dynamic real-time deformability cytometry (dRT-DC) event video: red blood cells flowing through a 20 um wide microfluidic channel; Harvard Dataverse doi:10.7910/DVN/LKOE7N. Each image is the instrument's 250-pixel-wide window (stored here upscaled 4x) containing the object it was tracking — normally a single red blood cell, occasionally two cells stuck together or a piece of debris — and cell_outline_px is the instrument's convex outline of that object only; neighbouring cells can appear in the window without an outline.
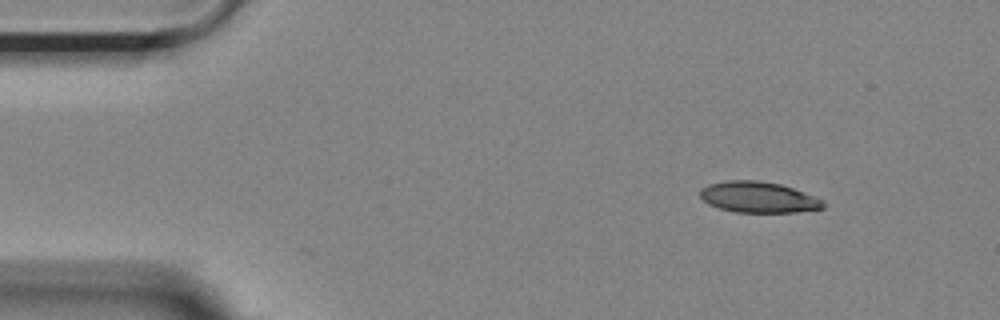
{"species": "Egyptian fruit bat (a non-hibernating species)", "species_latin": "Rousettus aegyptiacus", "temperature_condition": "room temperature", "stored_images_in_passage": 48, "camera_frame_rate_fps": 3000, "um_per_image_px": 0.085, "animal": {"sex": "female"}, "frame": {"image": 1, "passage_image": 1, "time_ms": 0.0, "image_size_px": [1000, 320], "cell_outline_px": [[824, 208], [796, 212], [736, 212], [720, 208], [708, 204], [700, 196], [700, 188], [708, 184], [724, 180], [756, 180], [780, 184], [792, 188], [824, 200]], "centroid_in_image_um": [64.43, 16.75], "position_along_channel_um": 20.6, "area_um2": 22.14}}
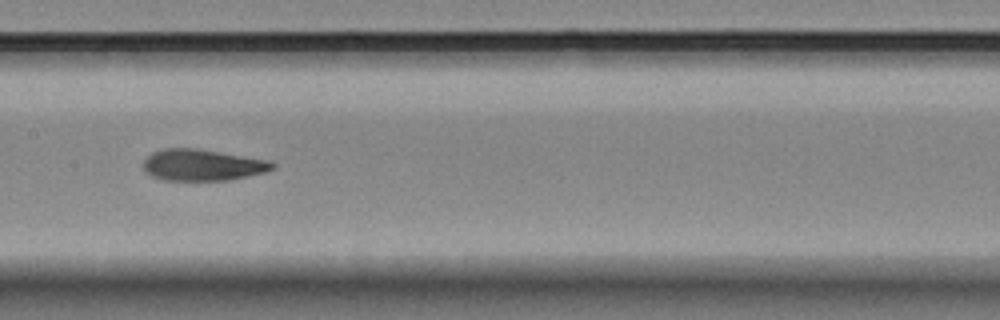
{"frame": {"image": 2, "passage_image": 21, "time_ms": 6.667, "image_size_px": [1000, 320], "cell_outline_px": [[276, 168], [264, 172], [248, 176], [228, 180], [164, 180], [152, 176], [144, 168], [144, 160], [152, 152], [164, 148], [196, 148], [272, 160], [276, 164]], "centroid_in_image_um": [17.26, 14.01], "position_along_channel_um": 190.1, "area_um2": 23.7}}
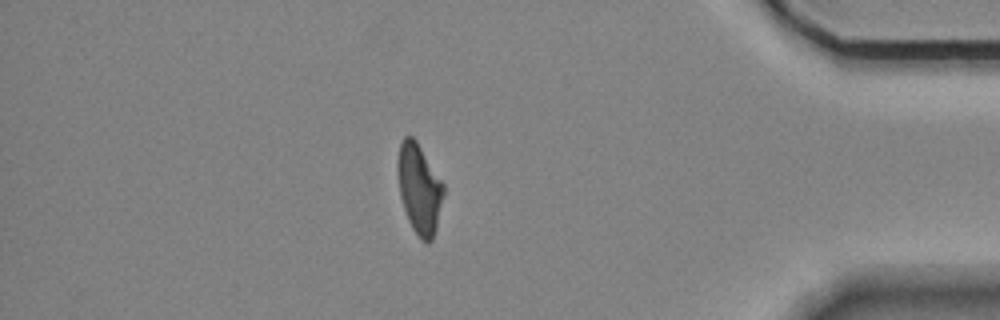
{"frame": {"image": 3, "passage_image": 41, "time_ms": 13.333, "image_size_px": [1000, 320], "cell_outline_px": [[444, 192], [436, 228], [432, 240], [428, 244], [420, 240], [412, 228], [408, 220], [400, 196], [396, 172], [396, 160], [400, 144], [404, 136], [412, 136], [416, 140], [444, 184]], "centroid_in_image_um": [35.61, 16.04], "position_along_channel_um": 399.6, "area_um2": 24.16}, "authors_computed_cell_mechanics": {"area_um2": 24.0737, "velocity_mm_per_s": 3.7018, "shape_relaxation_time_tau1_ms": 6.7806, "shape_relaxation_time_tau2_ms": 2.116, "deformation_change_tau1": 0.2022, "deformation_change_tau2": 0.1053}}